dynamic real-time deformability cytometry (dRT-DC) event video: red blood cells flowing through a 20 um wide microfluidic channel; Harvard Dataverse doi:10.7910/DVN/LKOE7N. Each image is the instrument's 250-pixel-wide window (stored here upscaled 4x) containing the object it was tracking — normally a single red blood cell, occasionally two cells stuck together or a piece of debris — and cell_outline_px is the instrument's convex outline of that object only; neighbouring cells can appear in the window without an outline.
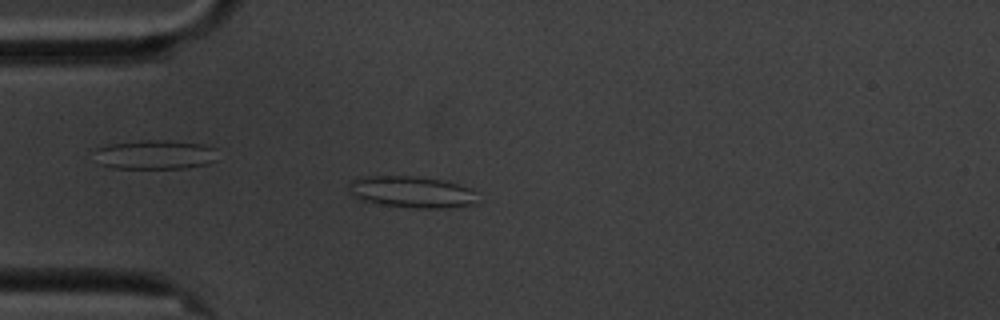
{"species": "common noctule bat (a hibernating species)", "species_latin": "Nyctalus noctula", "temperature_condition": "cold", "stored_images_in_passage": 51, "camera_frame_rate_fps": 3000, "um_per_image_px": 0.085, "animal": {"sex": "male", "body_mass_g": 20.1, "forearm_length_mm": 53.5}, "frame": {"image": 1, "passage_image": 8, "time_ms": 2.333, "image_size_px": [1000, 320], "cell_outline_px": [[476, 192], [472, 204], [448, 208], [412, 208], [384, 204], [364, 200], [352, 196], [348, 192], [348, 184], [352, 180], [364, 176], [416, 176], [440, 180], [472, 188]], "centroid_in_image_um": [34.95, 16.31], "position_along_channel_um": 50.1, "area_um2": 23.47}}
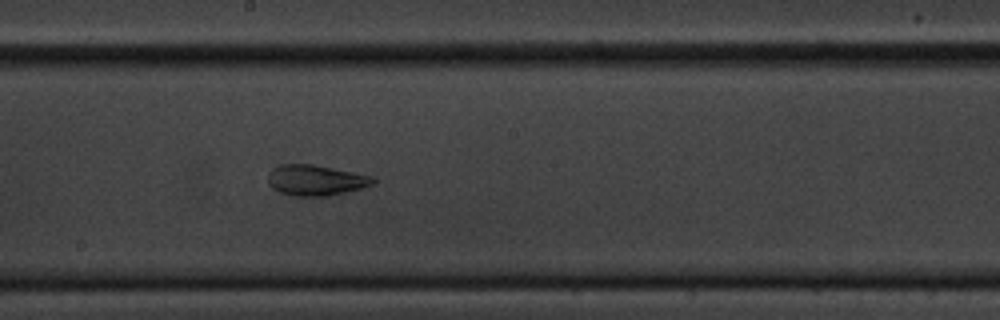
{"frame": {"image": 2, "passage_image": 24, "time_ms": 7.667, "image_size_px": [1000, 320], "cell_outline_px": [[376, 180], [372, 184], [360, 188], [328, 196], [292, 196], [280, 192], [272, 188], [268, 184], [268, 172], [272, 168], [280, 164], [312, 164], [372, 176]], "centroid_in_image_um": [26.77, 15.31], "position_along_channel_um": 221.4, "area_um2": 18.67}}
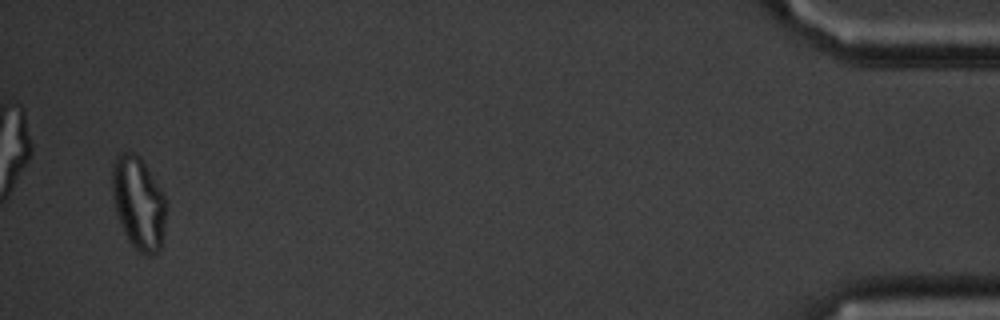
{"frame": {"image": 3, "passage_image": 49, "time_ms": 16.0, "image_size_px": [1000, 320], "cell_outline_px": [[164, 228], [160, 252], [148, 256], [144, 256], [128, 240], [116, 216], [112, 200], [112, 164], [116, 156], [120, 152], [132, 152], [140, 156], [160, 188], [164, 196]], "centroid_in_image_um": [11.73, 17.26], "position_along_channel_um": 423.5, "area_um2": 29.25}, "authors_computed_cell_mechanics": {"area_um2": 22.1952, "velocity_mm_per_s": 3.4148, "shape_relaxation_time_tau1_ms": null, "shape_relaxation_time_tau2_ms": 1.9912, "deformation_change_tau1": null, "deformation_change_tau2": 0.0948}}